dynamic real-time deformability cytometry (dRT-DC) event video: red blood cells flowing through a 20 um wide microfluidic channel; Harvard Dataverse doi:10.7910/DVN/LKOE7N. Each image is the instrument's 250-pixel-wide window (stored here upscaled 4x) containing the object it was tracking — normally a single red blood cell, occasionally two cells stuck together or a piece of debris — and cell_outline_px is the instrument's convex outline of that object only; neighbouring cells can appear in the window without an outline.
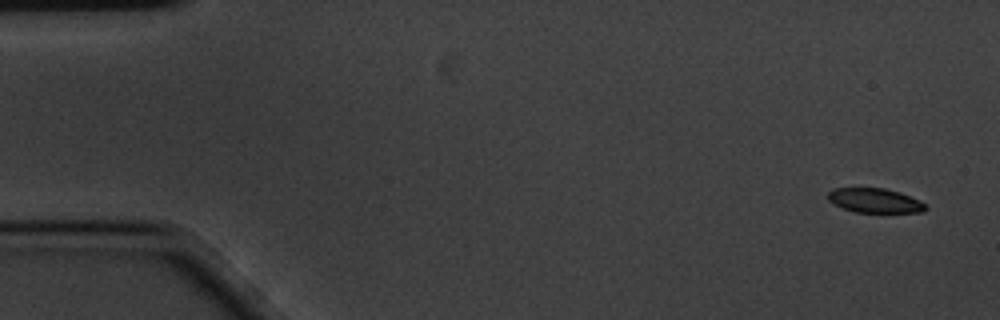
{"species": "common noctule bat (a hibernating species)", "species_latin": "Nyctalus noctula", "temperature_condition": "cold", "stored_images_in_passage": 5, "camera_frame_rate_fps": 3000, "um_per_image_px": 0.085, "animal": {"sex": "male", "body_mass_g": 20.1, "forearm_length_mm": 53.5}, "frame": {"image": 1, "passage_image": 1, "time_ms": 0.0, "image_size_px": [1000, 320], "cell_outline_px": [[928, 208], [924, 212], [856, 212], [844, 208], [828, 200], [828, 192], [832, 188], [884, 188], [900, 192], [920, 200]], "centroid_in_image_um": [74.38, 17.04], "position_along_channel_um": 10.6, "area_um2": 13.81}}
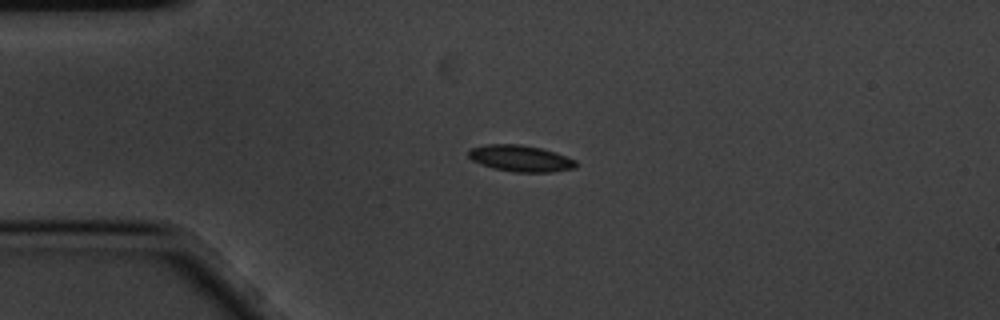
{"frame": {"image": 2, "passage_image": 4, "time_ms": 1.0, "image_size_px": [1000, 320], "cell_outline_px": [[576, 168], [552, 172], [516, 172], [492, 168], [480, 164], [472, 160], [468, 156], [468, 152], [472, 148], [488, 144], [520, 144], [540, 148], [576, 160]], "centroid_in_image_um": [44.22, 13.47], "position_along_channel_um": 40.8, "area_um2": 16.36}}